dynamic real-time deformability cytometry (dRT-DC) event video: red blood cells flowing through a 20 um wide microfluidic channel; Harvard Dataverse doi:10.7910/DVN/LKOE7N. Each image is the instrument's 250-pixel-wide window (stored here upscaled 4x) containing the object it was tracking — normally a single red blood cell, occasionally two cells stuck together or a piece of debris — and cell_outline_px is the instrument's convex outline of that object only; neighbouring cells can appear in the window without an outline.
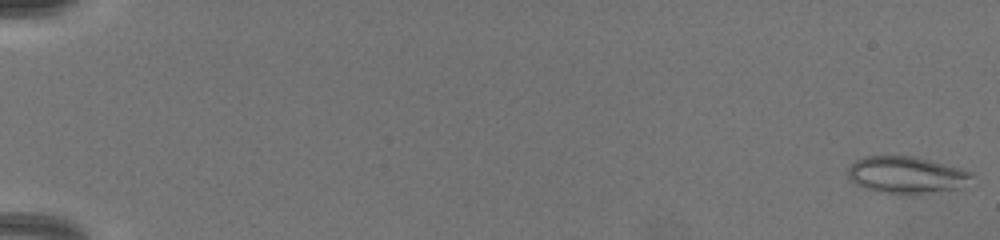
{"species": "common noctule bat (a hibernating species)", "species_latin": "Nyctalus noctula", "temperature_condition": "warm", "stored_images_in_passage": 63, "camera_frame_rate_fps": 3000, "um_per_image_px": 0.085, "animal": {"sex": "female", "body_mass_g": 19.5, "forearm_length_mm": 54.1}, "frame": {"image": 1, "passage_image": 1, "time_ms": 0.0, "image_size_px": [1000, 240], "cell_outline_px": [[976, 176], [948, 188], [916, 192], [888, 192], [864, 188], [856, 184], [848, 176], [848, 168], [856, 160], [864, 156], [912, 156], [960, 168], [972, 172]], "centroid_in_image_um": [76.93, 14.8], "position_along_channel_um": 8.1, "area_um2": 25.03}}
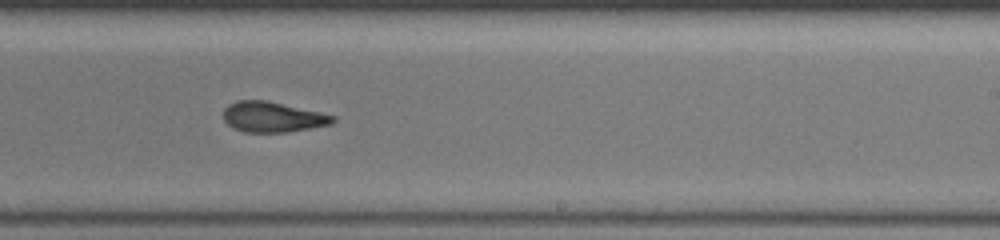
{"frame": {"image": 2, "passage_image": 43, "time_ms": 11.333, "image_size_px": [1000, 240], "cell_outline_px": [[336, 120], [332, 124], [288, 132], [244, 132], [232, 128], [224, 120], [224, 108], [228, 104], [236, 100], [268, 100], [336, 116]], "centroid_in_image_um": [23.16, 9.94], "position_along_channel_um": 265.8, "area_um2": 19.48}}
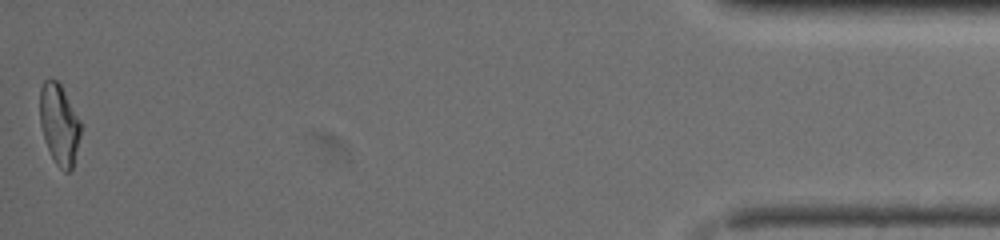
{"frame": {"image": 3, "passage_image": 62, "time_ms": 17.333, "image_size_px": [1000, 240], "cell_outline_px": [[80, 136], [72, 168], [68, 172], [64, 172], [56, 164], [44, 140], [40, 124], [40, 88], [44, 80], [56, 80], [60, 84], [80, 120]], "centroid_in_image_um": [5.02, 10.57], "position_along_channel_um": 430.2, "area_um2": 18.9}, "authors_computed_cell_mechanics": {"area_um2": 19.8832, "velocity_mm_per_s": 4.0976, "shape_relaxation_time_tau1_ms": null, "shape_relaxation_time_tau2_ms": 2.2025, "deformation_change_tau1": null, "deformation_change_tau2": 0.1056}}